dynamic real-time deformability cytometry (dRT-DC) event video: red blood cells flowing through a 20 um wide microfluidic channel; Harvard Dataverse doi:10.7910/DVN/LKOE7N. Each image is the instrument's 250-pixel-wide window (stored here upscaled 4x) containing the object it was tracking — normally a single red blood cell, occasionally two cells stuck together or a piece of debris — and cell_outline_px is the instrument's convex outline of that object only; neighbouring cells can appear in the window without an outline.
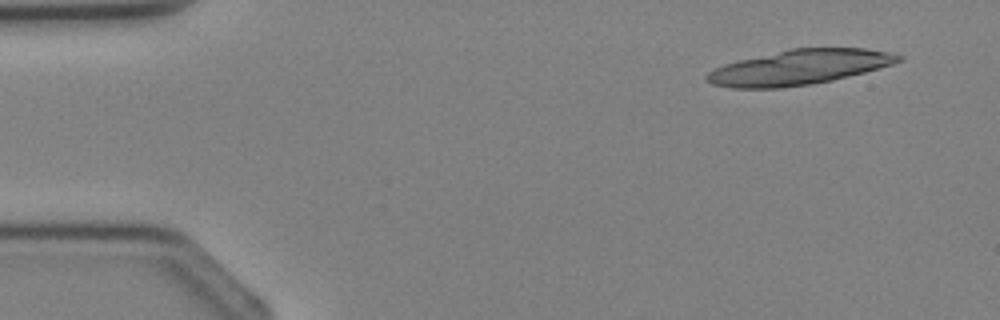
{"species": "Egyptian fruit bat (a non-hibernating species)", "species_latin": "Rousettus aegyptiacus", "temperature_condition": "cold", "stored_images_in_passage": 3, "camera_frame_rate_fps": 3000, "um_per_image_px": 0.085, "animal": {"sex": "female"}, "frame": {"image": 1, "passage_image": 1, "time_ms": 0.0, "image_size_px": [1000, 320], "cell_outline_px": [[904, 60], [892, 64], [864, 72], [832, 80], [808, 84], [780, 88], [732, 88], [712, 84], [704, 80], [704, 76], [708, 72], [724, 64], [788, 48], [864, 48], [888, 52], [904, 56]], "centroid_in_image_um": [67.91, 5.71], "position_along_channel_um": 17.1, "area_um2": 38.84}}